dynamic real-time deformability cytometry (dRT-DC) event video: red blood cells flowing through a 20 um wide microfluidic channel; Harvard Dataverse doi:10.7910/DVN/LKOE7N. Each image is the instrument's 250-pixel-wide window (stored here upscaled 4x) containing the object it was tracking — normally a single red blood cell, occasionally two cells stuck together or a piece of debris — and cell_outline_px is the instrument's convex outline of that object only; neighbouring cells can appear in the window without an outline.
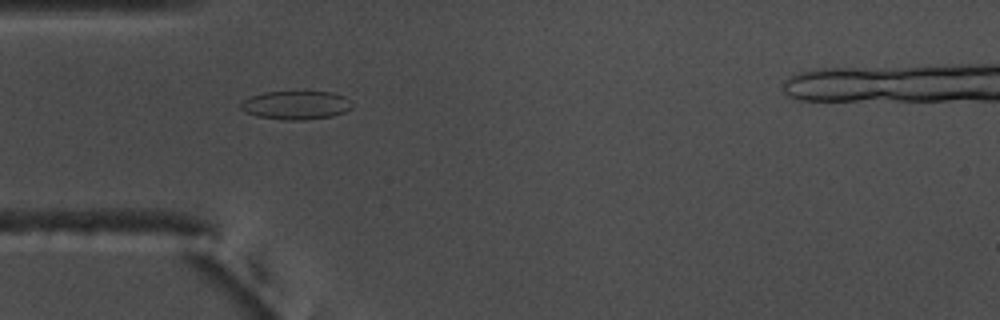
{"species": "common noctule bat (a hibernating species)", "species_latin": "Nyctalus noctula", "temperature_condition": "warm", "stored_images_in_passage": 45, "camera_frame_rate_fps": 3000, "um_per_image_px": 0.085, "animal": {"sex": "male", "body_mass_g": 17.5, "forearm_length_mm": 52.3}, "frame": {"image": 1, "passage_image": 8, "time_ms": 2.333, "image_size_px": [1000, 320], "cell_outline_px": [[352, 108], [344, 112], [332, 116], [304, 120], [284, 120], [256, 116], [244, 112], [240, 108], [240, 104], [244, 100], [252, 96], [264, 92], [332, 92], [344, 96], [352, 104]], "centroid_in_image_um": [25.14, 8.95], "position_along_channel_um": 59.9, "area_um2": 18.5}}
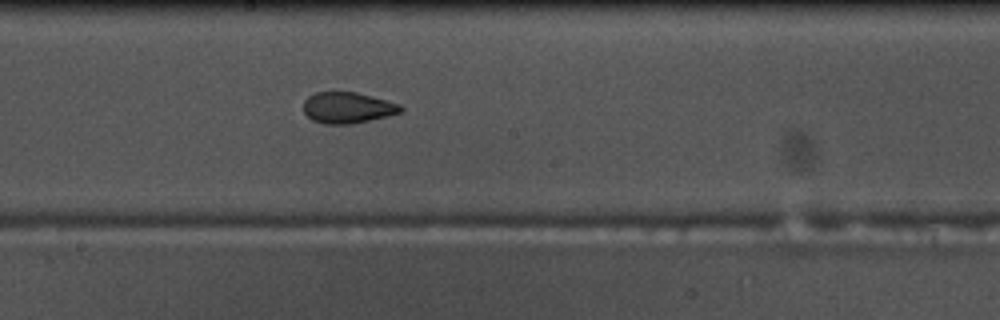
{"frame": {"image": 2, "passage_image": 21, "time_ms": 6.667, "image_size_px": [1000, 320], "cell_outline_px": [[404, 108], [400, 112], [388, 116], [352, 124], [324, 124], [312, 120], [304, 112], [304, 100], [308, 96], [316, 92], [356, 92], [400, 104]], "centroid_in_image_um": [29.53, 9.16], "position_along_channel_um": 218.7, "area_um2": 17.57}}
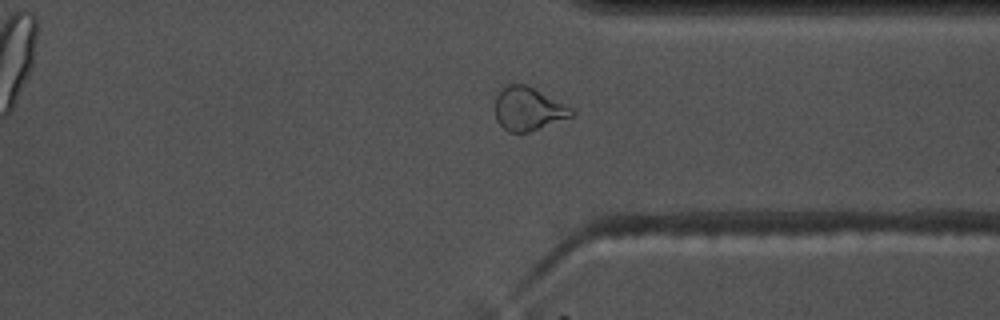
{"frame": {"image": 3, "passage_image": 33, "time_ms": 10.667, "image_size_px": [1000, 320], "cell_outline_px": [[576, 116], [528, 132], [508, 132], [496, 120], [496, 96], [508, 84], [524, 84], [572, 108], [576, 112]], "centroid_in_image_um": [44.93, 9.28], "position_along_channel_um": 366.5, "area_um2": 19.02}, "authors_computed_cell_mechanics": {"area_um2": 18.3226, "velocity_mm_per_s": 3.7145, "shape_relaxation_time_tau1_ms": null, "shape_relaxation_time_tau2_ms": 1.8596, "deformation_change_tau1": null, "deformation_change_tau2": 0.0803}}